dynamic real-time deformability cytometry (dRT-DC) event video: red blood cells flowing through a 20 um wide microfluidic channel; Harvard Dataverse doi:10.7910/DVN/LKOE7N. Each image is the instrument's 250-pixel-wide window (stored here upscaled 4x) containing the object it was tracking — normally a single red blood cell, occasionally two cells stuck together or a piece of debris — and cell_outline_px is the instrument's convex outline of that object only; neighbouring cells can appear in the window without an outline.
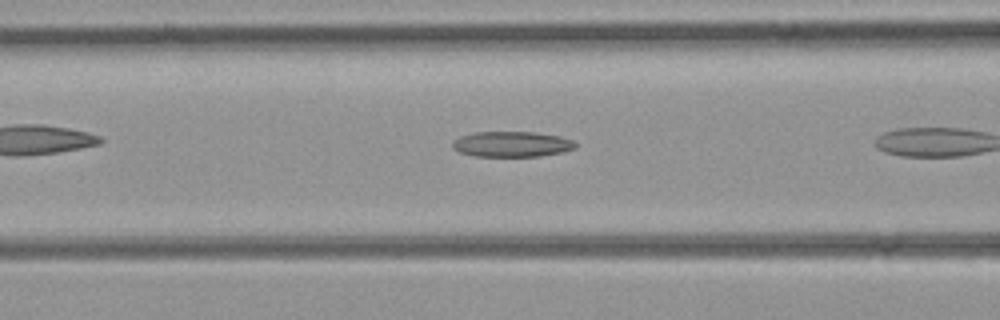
{"species": "common noctule bat (a hibernating species)", "species_latin": "Nyctalus noctula", "temperature_condition": "room temperature", "stored_images_in_passage": 21, "camera_frame_rate_fps": 3000, "um_per_image_px": 0.085, "animal": {"sex": "female", "body_mass_g": 21.9}, "frame": {"image": 1, "passage_image": 4, "time_ms": 1.0, "image_size_px": [1000, 320], "cell_outline_px": [[576, 148], [564, 152], [540, 156], [476, 156], [460, 152], [452, 148], [452, 144], [460, 136], [476, 132], [532, 132], [560, 136], [572, 140], [576, 144]], "centroid_in_image_um": [43.53, 12.25], "position_along_channel_um": 123.1, "area_um2": 18.15}}